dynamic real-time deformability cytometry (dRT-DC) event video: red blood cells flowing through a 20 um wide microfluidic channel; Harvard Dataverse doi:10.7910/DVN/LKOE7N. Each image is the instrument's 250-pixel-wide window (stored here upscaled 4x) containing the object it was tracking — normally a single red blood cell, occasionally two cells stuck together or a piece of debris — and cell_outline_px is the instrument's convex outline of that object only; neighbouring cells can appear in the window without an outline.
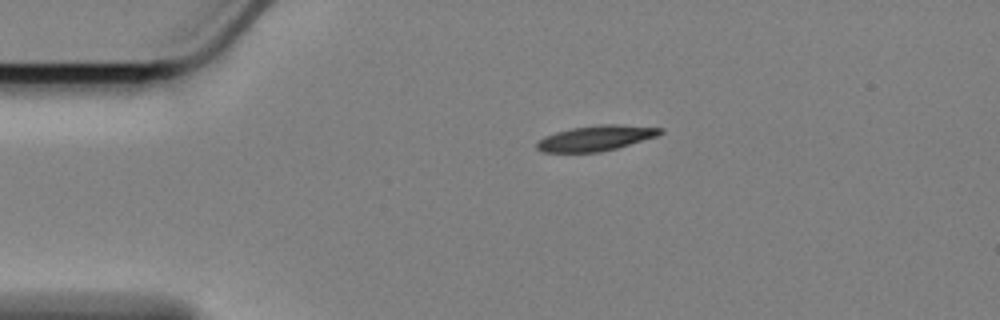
{"species": "Egyptian fruit bat (a non-hibernating species)", "species_latin": "Rousettus aegyptiacus", "temperature_condition": "cold", "stored_images_in_passage": 40, "camera_frame_rate_fps": 3000, "um_per_image_px": 0.085, "animal": {"sex": "female"}, "frame": {"image": 1, "passage_image": 1, "time_ms": 0.0, "image_size_px": [1000, 320], "cell_outline_px": [[664, 132], [656, 136], [616, 148], [600, 152], [540, 152], [536, 148], [536, 144], [544, 136], [556, 132], [572, 128], [600, 124], [620, 124], [664, 128]], "centroid_in_image_um": [50.65, 11.73], "position_along_channel_um": 34.4, "area_um2": 18.15}}
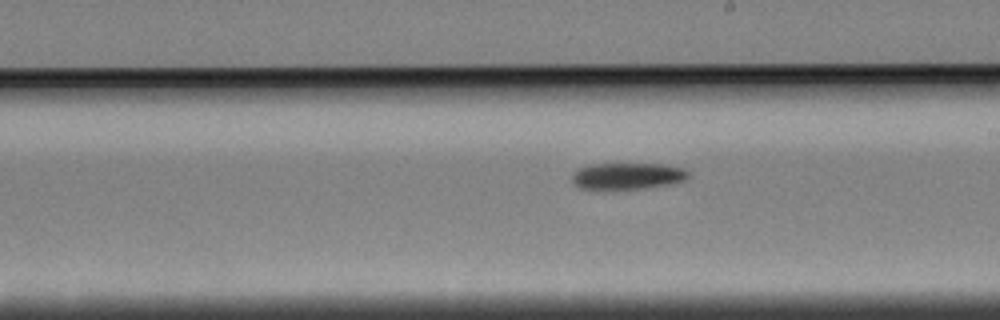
{"frame": {"image": 2, "passage_image": 22, "time_ms": 7.0, "image_size_px": [1000, 320], "cell_outline_px": [[692, 176], [684, 180], [672, 184], [644, 188], [608, 192], [596, 192], [580, 188], [572, 184], [572, 172], [588, 164], [664, 164], [684, 168], [692, 172]], "centroid_in_image_um": [53.29, 15.01], "position_along_channel_um": 235.7, "area_um2": 19.19}}
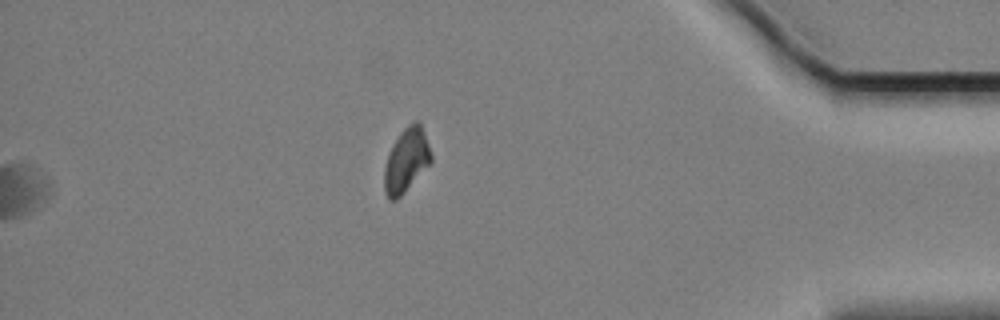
{"frame": {"image": 3, "passage_image": 40, "time_ms": 13.0, "image_size_px": [1000, 320], "cell_outline_px": [[432, 160], [404, 192], [396, 200], [388, 200], [384, 192], [384, 168], [392, 144], [400, 132], [408, 124], [416, 120], [420, 120], [432, 156]], "centroid_in_image_um": [34.52, 13.6], "position_along_channel_um": 400.7, "area_um2": 17.28}, "authors_computed_cell_mechanics": {"area_um2": 18.7561, "velocity_mm_per_s": 3.3898, "shape_relaxation_time_tau1_ms": 3.6928, "shape_relaxation_time_tau2_ms": null, "deformation_change_tau1": 0.1036, "deformation_change_tau2": null}}